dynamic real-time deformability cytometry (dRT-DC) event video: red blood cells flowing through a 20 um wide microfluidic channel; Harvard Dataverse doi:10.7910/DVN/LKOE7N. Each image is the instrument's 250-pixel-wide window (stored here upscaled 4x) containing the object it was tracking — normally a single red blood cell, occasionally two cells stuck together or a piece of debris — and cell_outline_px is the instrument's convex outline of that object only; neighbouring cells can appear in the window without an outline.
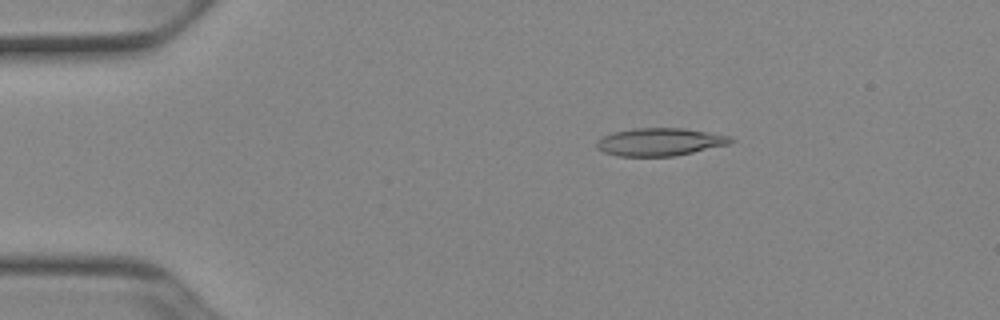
{"species": "Egyptian fruit bat (a non-hibernating species)", "species_latin": "Rousettus aegyptiacus", "temperature_condition": "cold", "stored_images_in_passage": 51, "camera_frame_rate_fps": 3000, "um_per_image_px": 0.085, "animal": {"sex": "female"}, "frame": {"image": 1, "passage_image": 9, "time_ms": 2.667, "image_size_px": [1000, 320], "cell_outline_px": [[736, 140], [728, 144], [692, 152], [672, 156], [620, 156], [604, 152], [596, 148], [596, 140], [612, 132], [636, 128], [684, 128], [732, 136]], "centroid_in_image_um": [56.08, 12.05], "position_along_channel_um": 28.9, "area_um2": 21.62}}
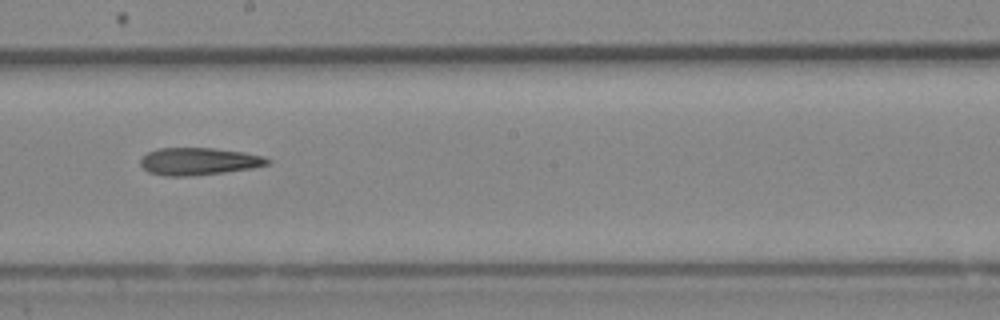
{"frame": {"image": 2, "passage_image": 29, "time_ms": 9.333, "image_size_px": [1000, 320], "cell_outline_px": [[272, 160], [268, 164], [252, 168], [224, 172], [188, 176], [168, 176], [148, 172], [140, 164], [140, 156], [156, 148], [212, 148], [244, 152], [264, 156]], "centroid_in_image_um": [16.87, 13.71], "position_along_channel_um": 231.3, "area_um2": 20.29}}
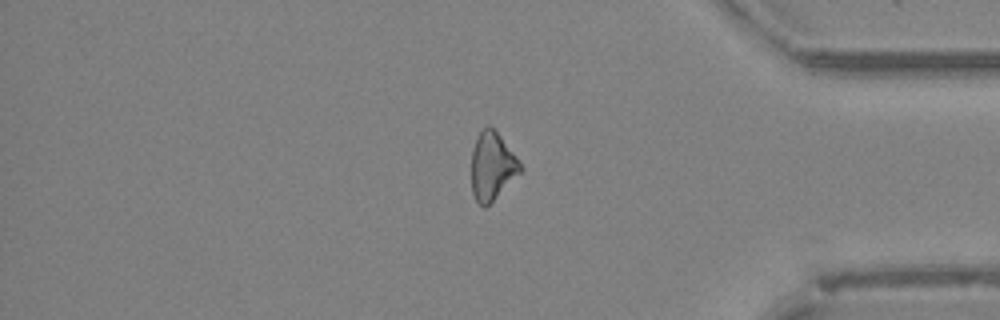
{"frame": {"image": 3, "passage_image": 43, "time_ms": 14.0, "image_size_px": [1000, 320], "cell_outline_px": [[524, 168], [484, 208], [476, 200], [472, 192], [472, 148], [480, 132], [488, 124], [492, 124], [520, 160]], "centroid_in_image_um": [41.85, 14.05], "position_along_channel_um": 393.4, "area_um2": 19.25}}